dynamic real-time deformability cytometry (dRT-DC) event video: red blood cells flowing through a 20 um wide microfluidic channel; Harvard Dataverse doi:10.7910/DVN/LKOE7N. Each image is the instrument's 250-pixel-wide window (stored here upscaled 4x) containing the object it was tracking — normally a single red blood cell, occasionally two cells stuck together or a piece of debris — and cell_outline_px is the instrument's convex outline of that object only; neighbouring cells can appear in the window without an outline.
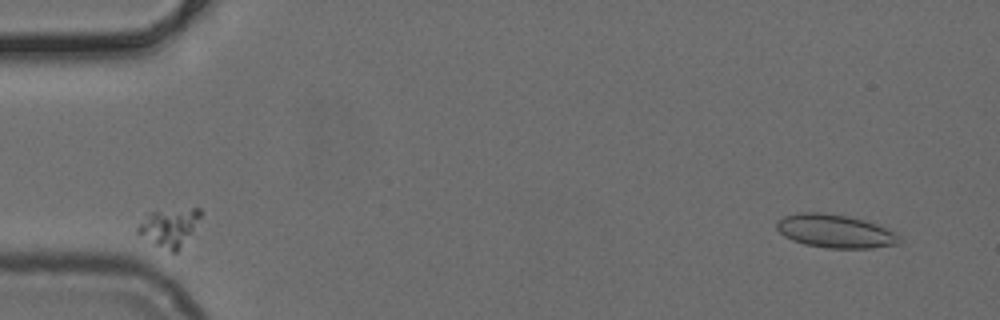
{"species": "common noctule bat (a hibernating species)", "species_latin": "Nyctalus noctula", "temperature_condition": "cold", "stored_images_in_passage": 48, "camera_frame_rate_fps": 3000, "um_per_image_px": 0.085, "animal": {"sex": "female", "body_mass_g": 24.6, "forearm_length_mm": 56.2}, "frame": {"image": 1, "passage_image": 1, "time_ms": 0.0, "image_size_px": [1000, 320], "cell_outline_px": [[900, 244], [872, 248], [828, 248], [804, 244], [792, 240], [784, 236], [776, 228], [776, 220], [784, 216], [800, 212], [820, 212], [848, 216], [864, 220], [876, 224], [896, 232], [900, 236]], "centroid_in_image_um": [70.98, 19.65], "position_along_channel_um": 14.0, "area_um2": 23.99}}
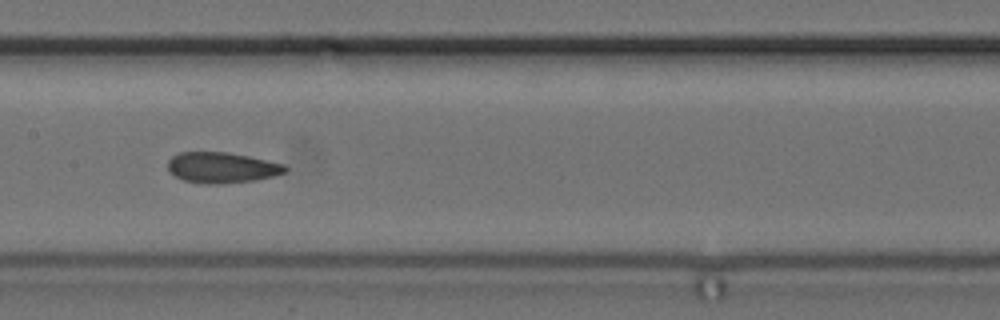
{"frame": {"image": 2, "passage_image": 23, "time_ms": 7.333, "image_size_px": [1000, 320], "cell_outline_px": [[288, 168], [284, 172], [272, 176], [256, 180], [220, 184], [204, 184], [184, 180], [176, 176], [168, 168], [168, 160], [172, 156], [180, 152], [228, 152], [248, 156], [284, 164]], "centroid_in_image_um": [18.85, 14.24], "position_along_channel_um": 188.6, "area_um2": 20.87}}
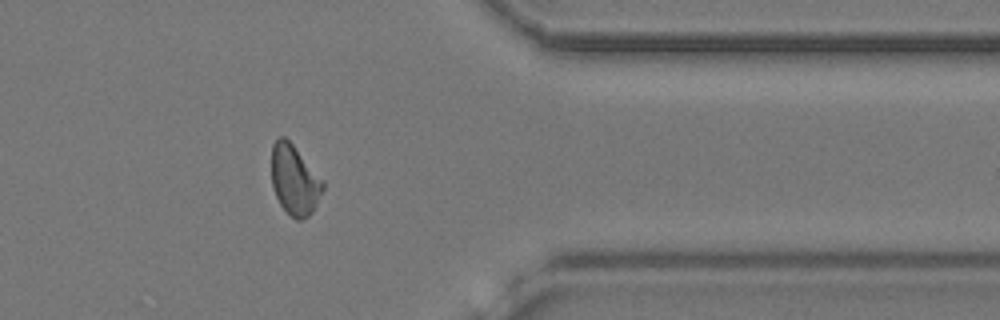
{"frame": {"image": 3, "passage_image": 39, "time_ms": 12.667, "image_size_px": [1000, 320], "cell_outline_px": [[324, 188], [312, 212], [308, 216], [300, 220], [296, 220], [280, 204], [272, 188], [272, 144], [280, 136], [284, 136], [292, 144], [324, 180]], "centroid_in_image_um": [25.04, 15.29], "position_along_channel_um": 386.4, "area_um2": 20.75}}